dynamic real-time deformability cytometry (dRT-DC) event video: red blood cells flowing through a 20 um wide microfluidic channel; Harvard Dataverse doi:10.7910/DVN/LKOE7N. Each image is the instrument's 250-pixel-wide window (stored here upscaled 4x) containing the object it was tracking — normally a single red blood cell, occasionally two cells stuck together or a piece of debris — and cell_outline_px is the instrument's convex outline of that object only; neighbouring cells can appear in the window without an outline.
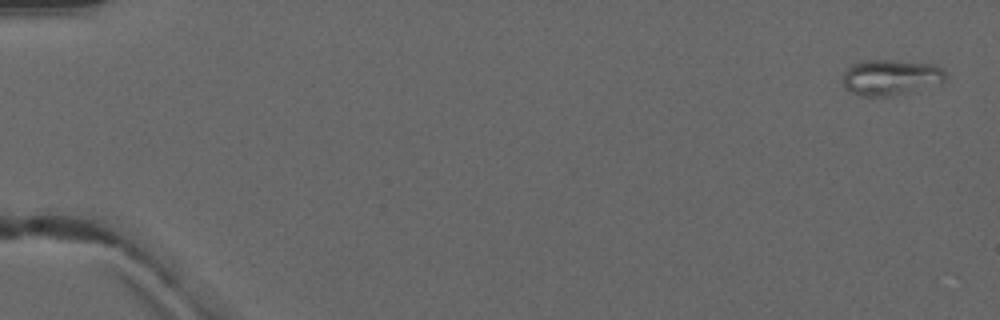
{"species": "common noctule bat (a hibernating species)", "species_latin": "Nyctalus noctula", "temperature_condition": "warm", "stored_images_in_passage": 4, "camera_frame_rate_fps": 3000, "um_per_image_px": 0.085, "animal": {"sex": "male", "forearm_length_mm": 52.5}, "frame": {"image": 1, "passage_image": 1, "time_ms": 0.0, "image_size_px": [1000, 320], "cell_outline_px": [[948, 76], [940, 84], [892, 96], [860, 96], [848, 92], [844, 88], [844, 72], [852, 64], [864, 60], [888, 60], [932, 64], [940, 68]], "centroid_in_image_um": [75.69, 6.59], "position_along_channel_um": 9.3, "area_um2": 21.39}}
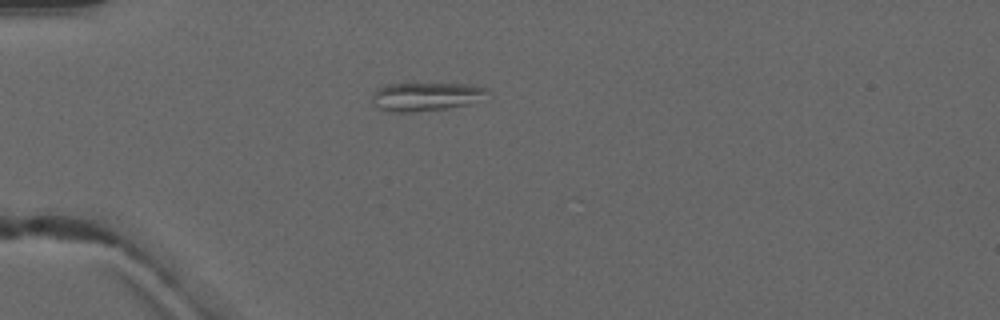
{"frame": {"image": 2, "passage_image": 4, "time_ms": 4.333, "image_size_px": [1000, 320], "cell_outline_px": [[488, 92], [468, 104], [444, 108], [416, 112], [392, 112], [380, 108], [372, 104], [372, 96], [376, 88], [384, 84], [472, 84], [488, 88]], "centroid_in_image_um": [36.12, 8.2], "position_along_channel_um": 48.9, "area_um2": 18.9}}